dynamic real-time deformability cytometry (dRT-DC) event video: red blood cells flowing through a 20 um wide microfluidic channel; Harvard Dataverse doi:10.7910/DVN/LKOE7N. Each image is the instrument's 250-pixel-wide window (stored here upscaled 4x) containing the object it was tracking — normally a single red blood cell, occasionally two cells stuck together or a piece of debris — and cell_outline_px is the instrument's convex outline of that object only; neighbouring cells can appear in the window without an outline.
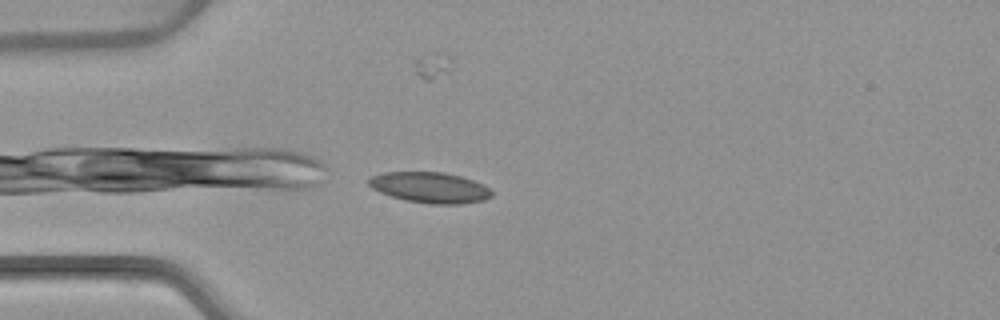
{"species": "common noctule bat (a hibernating species)", "species_latin": "Nyctalus noctula", "temperature_condition": "warm", "stored_images_in_passage": 4, "camera_frame_rate_fps": 3000, "um_per_image_px": 0.085, "animal": {"sex": "female", "body_mass_g": 22.7, "forearm_length_mm": 54.2}, "frame": {"image": 1, "passage_image": 4, "time_ms": 3.667, "image_size_px": [1000, 320], "cell_outline_px": [[492, 196], [484, 200], [460, 204], [432, 204], [408, 200], [392, 196], [380, 192], [372, 188], [368, 184], [368, 180], [372, 176], [384, 172], [444, 172], [460, 176], [484, 184], [492, 192]], "centroid_in_image_um": [36.56, 15.93], "position_along_channel_um": 48.4, "area_um2": 21.85}}